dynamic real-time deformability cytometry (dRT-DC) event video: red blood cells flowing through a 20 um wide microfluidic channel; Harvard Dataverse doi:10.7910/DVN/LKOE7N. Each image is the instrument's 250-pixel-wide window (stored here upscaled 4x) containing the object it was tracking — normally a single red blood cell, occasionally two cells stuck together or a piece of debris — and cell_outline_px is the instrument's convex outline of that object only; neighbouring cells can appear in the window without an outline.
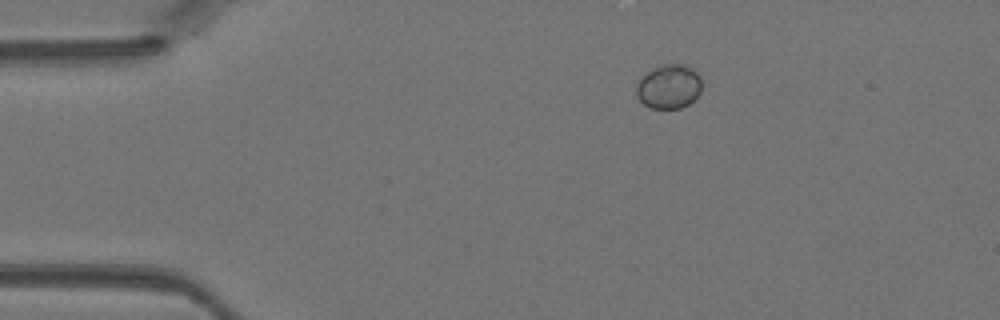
{"species": "Egyptian fruit bat (a non-hibernating species)", "species_latin": "Rousettus aegyptiacus", "temperature_condition": "warm", "stored_images_in_passage": 38, "camera_frame_rate_fps": 3000, "um_per_image_px": 0.085, "animal": {"sex": "female"}, "frame": {"image": 1, "passage_image": 1, "time_ms": 0.0, "image_size_px": [1000, 320], "cell_outline_px": [[700, 92], [688, 104], [680, 108], [652, 108], [644, 104], [636, 96], [636, 84], [652, 68], [664, 64], [684, 64], [692, 68], [700, 76]], "centroid_in_image_um": [56.84, 7.35], "position_along_channel_um": 28.2, "area_um2": 16.65}}
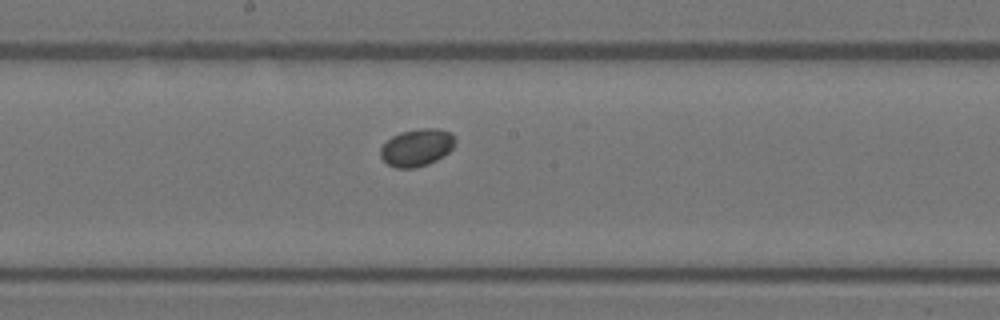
{"frame": {"image": 2, "passage_image": 17, "time_ms": 5.333, "image_size_px": [1000, 320], "cell_outline_px": [[456, 144], [448, 152], [436, 160], [428, 164], [416, 168], [396, 168], [388, 164], [380, 156], [380, 148], [392, 136], [400, 132], [424, 128], [440, 128], [452, 132], [456, 140]], "centroid_in_image_um": [35.45, 12.53], "position_along_channel_um": 212.7, "area_um2": 16.36}}
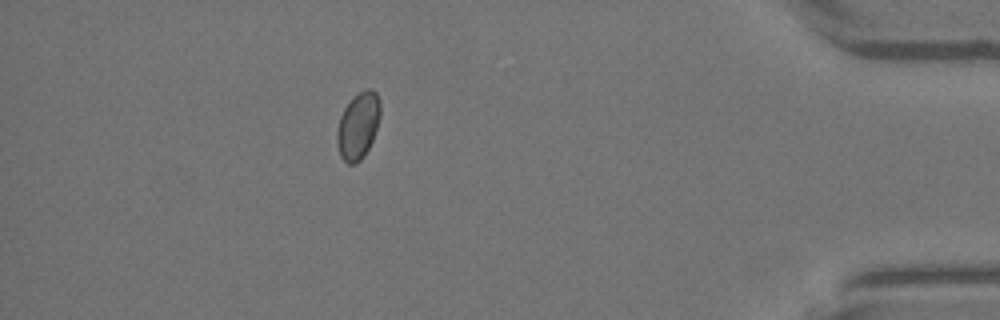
{"frame": {"image": 3, "passage_image": 33, "time_ms": 10.667, "image_size_px": [1000, 320], "cell_outline_px": [[380, 116], [372, 140], [364, 156], [356, 164], [348, 164], [340, 156], [336, 140], [336, 132], [340, 116], [344, 108], [360, 92], [368, 88], [372, 88], [376, 92], [380, 100]], "centroid_in_image_um": [30.43, 10.7], "position_along_channel_um": 404.8, "area_um2": 16.7}}